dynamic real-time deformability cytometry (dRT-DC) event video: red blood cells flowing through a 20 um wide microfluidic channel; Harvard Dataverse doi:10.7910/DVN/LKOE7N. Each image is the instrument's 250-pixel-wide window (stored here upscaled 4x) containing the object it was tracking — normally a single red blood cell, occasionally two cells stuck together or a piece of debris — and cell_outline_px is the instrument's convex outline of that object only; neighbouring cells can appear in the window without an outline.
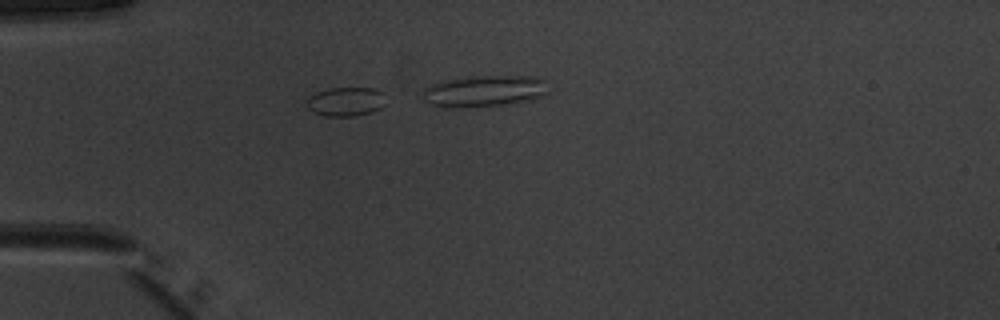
{"species": "common noctule bat (a hibernating species)", "species_latin": "Nyctalus noctula", "temperature_condition": "warm", "stored_images_in_passage": 19, "segment_of_instrument_passage": [1, 2], "camera_frame_rate_fps": 3000, "um_per_image_px": 0.085, "animal": {"sex": "male", "body_mass_g": 20.1, "forearm_length_mm": 53.5}, "frame": {"image": 1, "passage_image": 14, "time_ms": 4.333, "image_size_px": [1000, 320], "cell_outline_px": [[384, 104], [380, 108], [372, 112], [356, 116], [324, 116], [308, 108], [304, 104], [308, 96], [316, 92], [328, 88], [372, 88], [384, 92]], "centroid_in_image_um": [29.37, 8.63], "position_along_channel_um": 55.6, "area_um2": 13.53}}
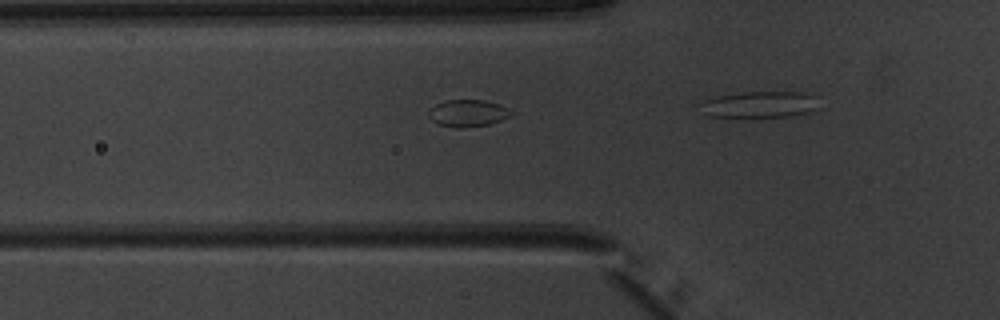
{"frame": {"image": 2, "passage_image": 17, "time_ms": 5.333, "image_size_px": [1000, 320], "cell_outline_px": [[512, 112], [508, 116], [492, 124], [456, 128], [440, 124], [432, 120], [428, 116], [428, 112], [436, 104], [444, 100], [484, 100], [500, 104], [508, 108]], "centroid_in_image_um": [39.76, 9.61], "position_along_channel_um": 86.0, "area_um2": 12.83}}